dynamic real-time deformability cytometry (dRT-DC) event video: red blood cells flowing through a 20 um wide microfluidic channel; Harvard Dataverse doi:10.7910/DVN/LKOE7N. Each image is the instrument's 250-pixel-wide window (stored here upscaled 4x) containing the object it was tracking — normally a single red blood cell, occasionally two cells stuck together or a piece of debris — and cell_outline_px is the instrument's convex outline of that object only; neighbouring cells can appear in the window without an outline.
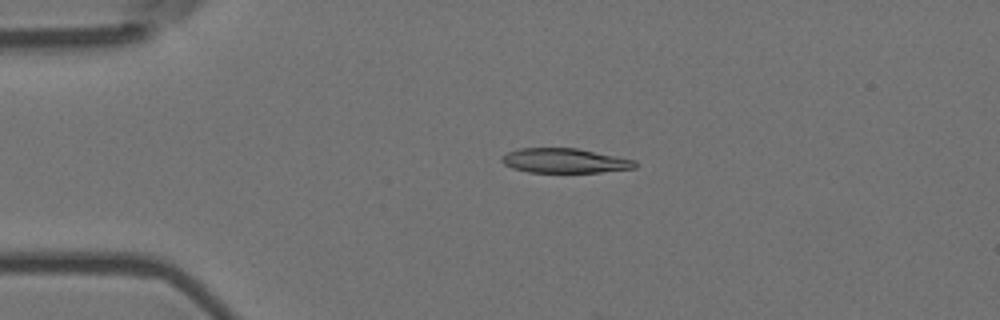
{"species": "Egyptian fruit bat (a non-hibernating species)", "species_latin": "Rousettus aegyptiacus", "temperature_condition": "room temperature", "stored_images_in_passage": 6, "camera_frame_rate_fps": 3000, "um_per_image_px": 0.085, "animal": {"sex": "female"}, "frame": {"image": 1, "passage_image": 3, "time_ms": 0.667, "image_size_px": [1000, 320], "cell_outline_px": [[636, 168], [600, 172], [528, 172], [512, 168], [504, 164], [500, 160], [500, 156], [508, 152], [520, 148], [576, 148], [636, 160]], "centroid_in_image_um": [47.97, 13.66], "position_along_channel_um": 37.0, "area_um2": 19.07}}